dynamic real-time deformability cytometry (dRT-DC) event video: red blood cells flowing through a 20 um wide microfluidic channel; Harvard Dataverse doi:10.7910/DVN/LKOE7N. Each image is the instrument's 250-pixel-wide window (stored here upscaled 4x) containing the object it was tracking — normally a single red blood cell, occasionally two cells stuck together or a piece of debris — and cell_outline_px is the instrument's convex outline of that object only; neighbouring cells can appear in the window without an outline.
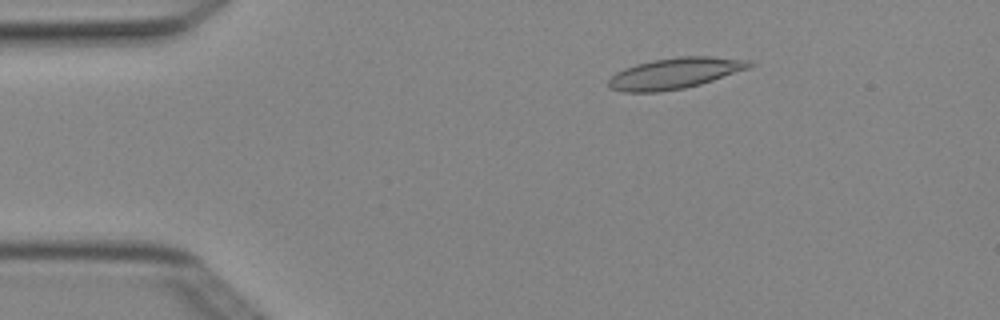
{"species": "Egyptian fruit bat (a non-hibernating species)", "species_latin": "Rousettus aegyptiacus", "temperature_condition": "cold", "stored_images_in_passage": 4, "camera_frame_rate_fps": 3000, "um_per_image_px": 0.085, "animal": {"sex": "female"}, "frame": {"image": 1, "passage_image": 2, "time_ms": 0.333, "image_size_px": [1000, 320], "cell_outline_px": [[756, 64], [748, 68], [700, 84], [684, 88], [660, 92], [624, 92], [612, 88], [608, 84], [608, 80], [616, 72], [624, 68], [636, 64], [652, 60], [680, 56], [712, 56], [752, 60]], "centroid_in_image_um": [57.38, 6.22], "position_along_channel_um": 27.6, "area_um2": 25.37}}
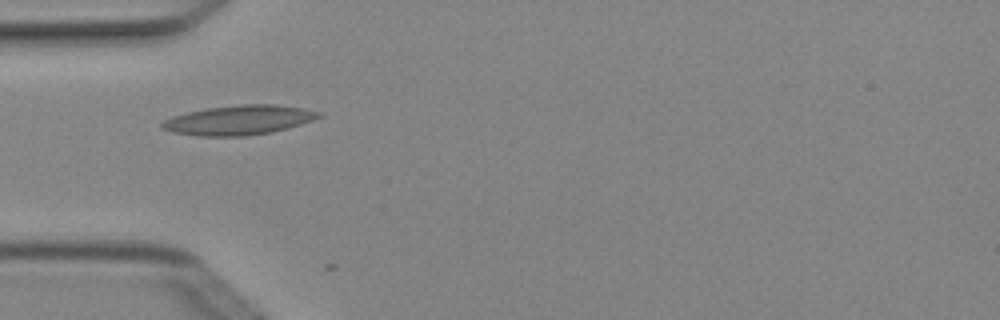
{"frame": {"image": 2, "passage_image": 3, "time_ms": 0.667, "image_size_px": [1000, 320], "cell_outline_px": [[324, 116], [288, 128], [272, 132], [244, 136], [196, 136], [172, 132], [160, 128], [160, 124], [164, 120], [172, 116], [188, 112], [208, 108], [240, 104], [276, 104], [304, 108], [320, 112]], "centroid_in_image_um": [20.3, 10.21], "position_along_channel_um": 64.7, "area_um2": 27.11}}